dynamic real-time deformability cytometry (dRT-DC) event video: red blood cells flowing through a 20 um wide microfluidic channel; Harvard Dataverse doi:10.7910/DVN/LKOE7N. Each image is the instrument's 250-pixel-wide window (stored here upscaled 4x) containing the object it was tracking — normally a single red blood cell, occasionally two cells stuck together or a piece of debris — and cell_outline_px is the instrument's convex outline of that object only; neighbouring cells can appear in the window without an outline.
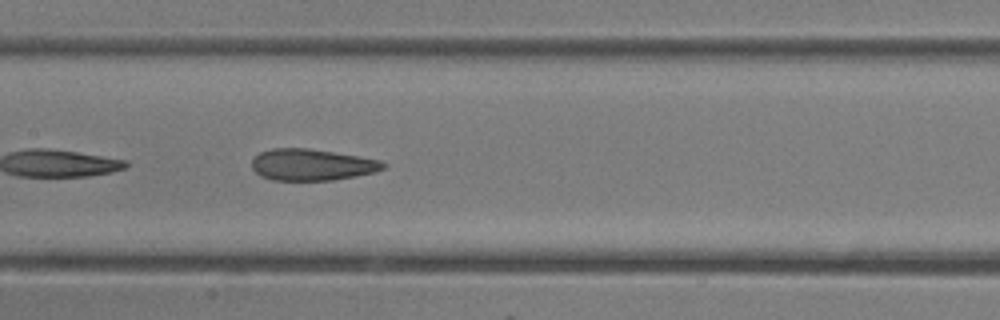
{"species": "common noctule bat (a hibernating species)", "species_latin": "Nyctalus noctula", "temperature_condition": "room temperature", "stored_images_in_passage": 15, "camera_frame_rate_fps": 3000, "um_per_image_px": 0.085, "animal": {"sex": "female"}, "frame": {"image": 1, "passage_image": 15, "time_ms": 4.667, "image_size_px": [1000, 320], "cell_outline_px": [[388, 164], [384, 168], [376, 172], [356, 176], [332, 180], [272, 180], [260, 176], [252, 168], [252, 160], [260, 152], [272, 148], [308, 148], [380, 160]], "centroid_in_image_um": [26.5, 14.01], "position_along_channel_um": 180.9, "area_um2": 24.04}}